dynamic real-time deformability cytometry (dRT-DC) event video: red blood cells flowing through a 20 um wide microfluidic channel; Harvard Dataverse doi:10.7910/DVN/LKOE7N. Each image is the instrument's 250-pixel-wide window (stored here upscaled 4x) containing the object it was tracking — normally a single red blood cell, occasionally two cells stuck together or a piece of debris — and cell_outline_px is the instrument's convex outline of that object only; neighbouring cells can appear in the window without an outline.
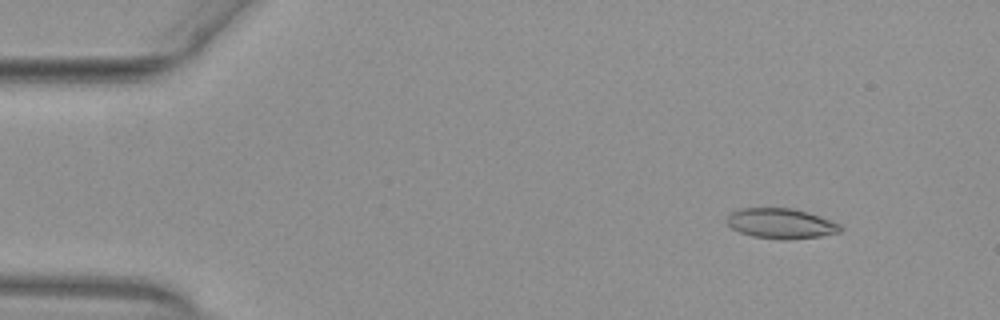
{"species": "common noctule bat (a hibernating species)", "species_latin": "Nyctalus noctula", "temperature_condition": "warm", "stored_images_in_passage": 53, "camera_frame_rate_fps": 3000, "um_per_image_px": 0.085, "animal": {"sex": "female", "body_mass_g": 29.2, "forearm_length_mm": 56.3}, "frame": {"image": 1, "passage_image": 6, "time_ms": 1.667, "image_size_px": [1000, 320], "cell_outline_px": [[844, 228], [840, 232], [820, 236], [784, 240], [780, 240], [752, 236], [740, 232], [732, 228], [728, 224], [728, 212], [740, 208], [792, 208], [808, 212], [820, 216], [840, 224]], "centroid_in_image_um": [66.38, 18.99], "position_along_channel_um": 18.6, "area_um2": 20.06}}
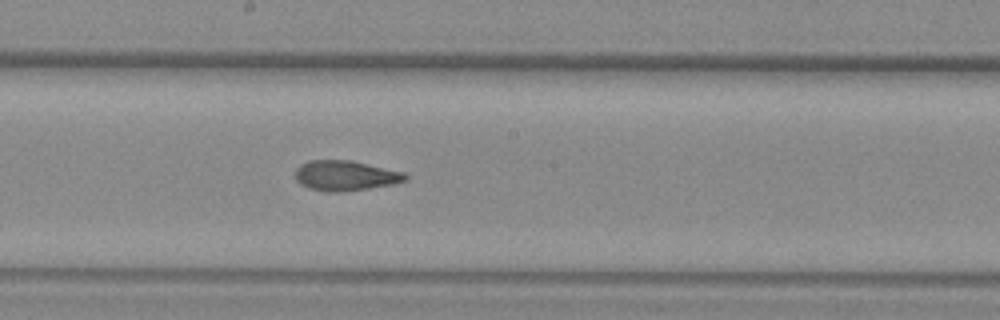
{"frame": {"image": 2, "passage_image": 29, "time_ms": 9.333, "image_size_px": [1000, 320], "cell_outline_px": [[408, 180], [396, 184], [340, 192], [328, 192], [308, 188], [300, 184], [296, 180], [296, 168], [300, 164], [308, 160], [352, 160], [404, 172], [408, 176]], "centroid_in_image_um": [29.37, 14.92], "position_along_channel_um": 218.8, "area_um2": 19.54}}
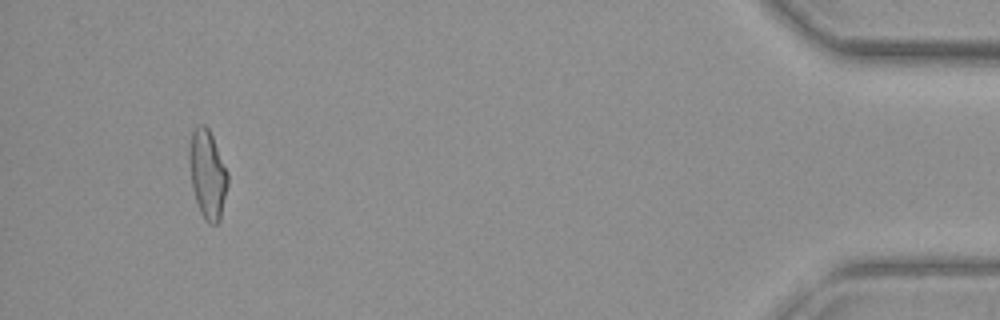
{"frame": {"image": 3, "passage_image": 50, "time_ms": 16.333, "image_size_px": [1000, 320], "cell_outline_px": [[228, 184], [220, 220], [216, 224], [208, 224], [204, 220], [200, 212], [192, 188], [188, 160], [188, 152], [192, 132], [200, 124], [204, 124], [208, 128], [212, 136], [228, 172]], "centroid_in_image_um": [17.63, 14.84], "position_along_channel_um": 417.6, "area_um2": 19.94}, "authors_computed_cell_mechanics": {"area_um2": 19.652, "velocity_mm_per_s": 3.9201, "shape_relaxation_time_tau1_ms": null, "shape_relaxation_time_tau2_ms": 2.1342, "deformation_change_tau1": null, "deformation_change_tau2": 0.1012}}